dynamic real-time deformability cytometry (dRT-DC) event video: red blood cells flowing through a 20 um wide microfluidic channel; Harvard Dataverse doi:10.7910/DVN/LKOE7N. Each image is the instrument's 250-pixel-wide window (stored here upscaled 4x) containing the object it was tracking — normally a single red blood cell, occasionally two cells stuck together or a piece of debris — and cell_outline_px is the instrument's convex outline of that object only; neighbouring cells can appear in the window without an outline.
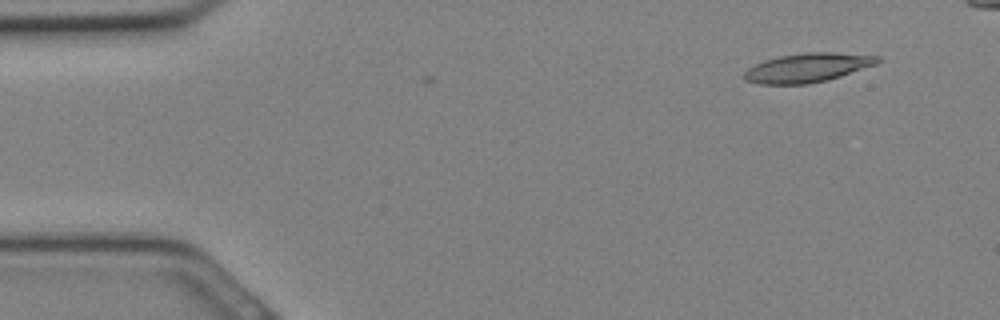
{"species": "Egyptian fruit bat (a non-hibernating species)", "species_latin": "Rousettus aegyptiacus", "temperature_condition": "cold", "stored_images_in_passage": 2, "camera_frame_rate_fps": 3000, "um_per_image_px": 0.085, "animal": {"sex": "female"}, "frame": {"image": 1, "passage_image": 2, "time_ms": 0.333, "image_size_px": [1000, 320], "cell_outline_px": [[880, 60], [876, 64], [828, 80], [808, 84], [760, 84], [744, 80], [744, 72], [748, 68], [764, 60], [780, 56], [804, 52], [832, 52], [880, 56]], "centroid_in_image_um": [68.62, 5.75], "position_along_channel_um": 16.4, "area_um2": 22.48}}